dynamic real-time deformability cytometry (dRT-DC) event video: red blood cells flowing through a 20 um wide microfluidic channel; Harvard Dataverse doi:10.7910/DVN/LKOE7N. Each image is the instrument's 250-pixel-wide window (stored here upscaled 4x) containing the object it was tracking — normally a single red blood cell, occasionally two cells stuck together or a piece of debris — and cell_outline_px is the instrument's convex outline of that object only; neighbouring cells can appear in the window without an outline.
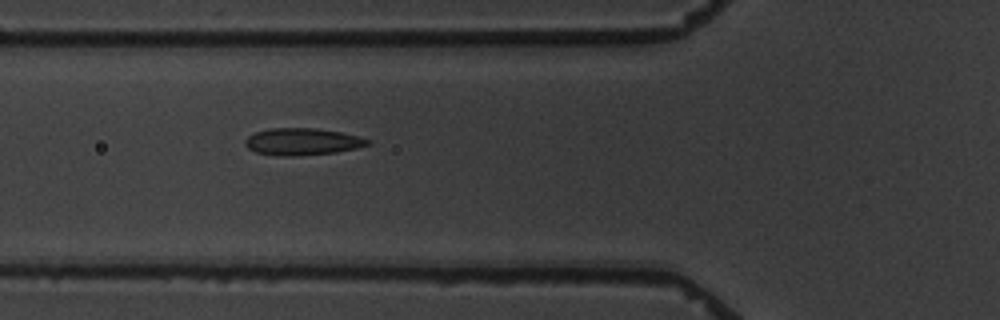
{"species": "common noctule bat (a hibernating species)", "species_latin": "Nyctalus noctula", "temperature_condition": "warm", "stored_images_in_passage": 5, "camera_frame_rate_fps": 3000, "um_per_image_px": 0.085, "animal": {"sex": "male", "body_mass_g": 19.5, "forearm_length_mm": 54.6}, "frame": {"image": 1, "passage_image": 5, "time_ms": 6.0, "image_size_px": [1000, 320], "cell_outline_px": [[372, 144], [356, 148], [336, 152], [292, 156], [280, 156], [256, 152], [248, 148], [244, 144], [244, 140], [248, 136], [256, 132], [268, 128], [316, 128], [340, 132], [360, 136], [372, 140]], "centroid_in_image_um": [25.72, 12.03], "position_along_channel_um": 100.1, "area_um2": 19.36}}